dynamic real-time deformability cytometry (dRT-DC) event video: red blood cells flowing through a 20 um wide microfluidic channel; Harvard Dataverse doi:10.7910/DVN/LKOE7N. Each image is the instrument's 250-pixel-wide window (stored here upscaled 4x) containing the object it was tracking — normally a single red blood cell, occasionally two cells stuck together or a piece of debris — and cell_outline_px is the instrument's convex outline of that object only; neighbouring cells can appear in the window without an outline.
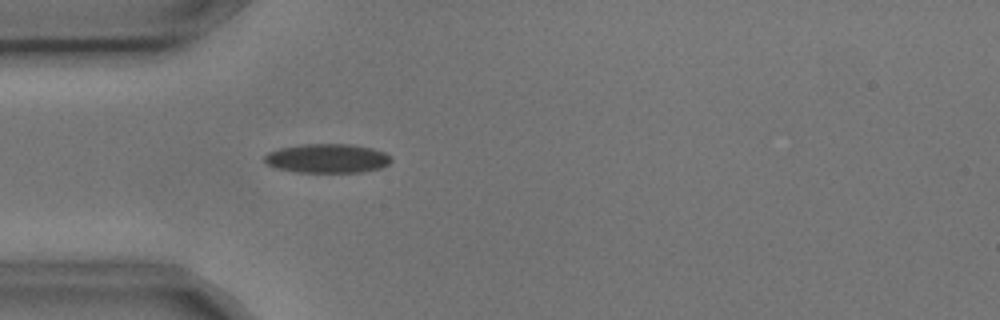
{"species": "common noctule bat (a hibernating species)", "species_latin": "Nyctalus noctula", "temperature_condition": "cold", "stored_images_in_passage": 3, "camera_frame_rate_fps": 3000, "um_per_image_px": 0.085, "animal": {"sex": "male", "body_mass_g": 17.9, "forearm_length_mm": 54.2}, "frame": {"image": 1, "passage_image": 3, "time_ms": 0.667, "image_size_px": [1000, 320], "cell_outline_px": [[392, 160], [388, 164], [380, 168], [364, 172], [296, 172], [276, 168], [268, 164], [264, 160], [264, 156], [268, 152], [280, 148], [300, 144], [348, 144], [372, 148], [384, 152], [392, 156]], "centroid_in_image_um": [27.83, 13.46], "position_along_channel_um": 57.2, "area_um2": 21.56}}